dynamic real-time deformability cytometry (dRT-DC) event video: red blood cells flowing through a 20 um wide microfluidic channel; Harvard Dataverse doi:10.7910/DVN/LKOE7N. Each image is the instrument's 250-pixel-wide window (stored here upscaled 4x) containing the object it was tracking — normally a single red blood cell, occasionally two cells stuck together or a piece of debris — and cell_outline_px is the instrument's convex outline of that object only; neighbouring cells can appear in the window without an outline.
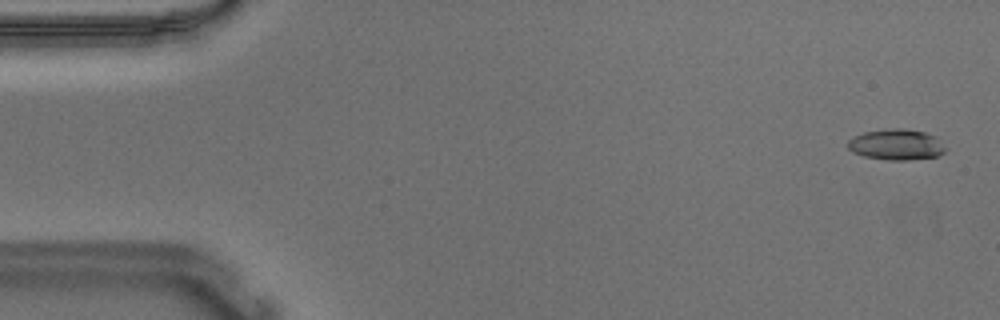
{"species": "Egyptian fruit bat (a non-hibernating species)", "species_latin": "Rousettus aegyptiacus", "temperature_condition": "warm", "stored_images_in_passage": 9, "camera_frame_rate_fps": 3000, "um_per_image_px": 0.085, "animal": {"sex": "male"}, "frame": {"image": 1, "passage_image": 2, "time_ms": 0.333, "image_size_px": [1000, 320], "cell_outline_px": [[948, 148], [944, 152], [936, 156], [908, 160], [888, 160], [864, 156], [852, 152], [848, 148], [848, 140], [864, 132], [888, 128], [904, 128], [924, 132], [936, 136]], "centroid_in_image_um": [76.21, 12.28], "position_along_channel_um": 8.8, "area_um2": 17.63}}